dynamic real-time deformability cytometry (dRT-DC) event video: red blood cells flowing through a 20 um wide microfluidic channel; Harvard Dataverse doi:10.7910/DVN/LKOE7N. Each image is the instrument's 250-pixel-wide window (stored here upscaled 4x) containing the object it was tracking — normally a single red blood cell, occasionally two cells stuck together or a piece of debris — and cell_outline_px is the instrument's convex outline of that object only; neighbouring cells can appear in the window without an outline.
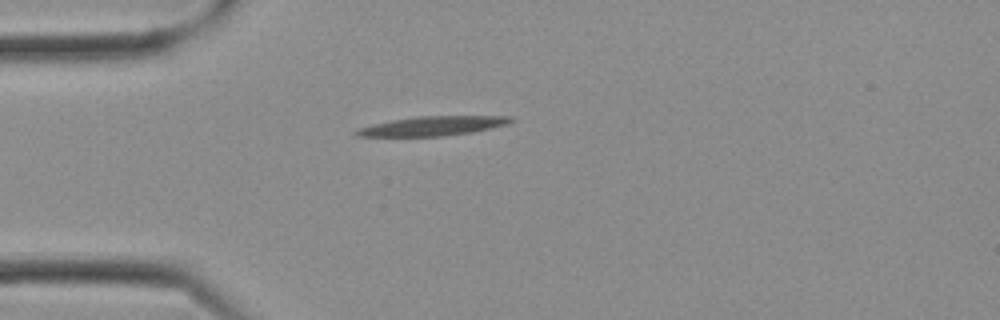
{"species": "Egyptian fruit bat (a non-hibernating species)", "species_latin": "Rousettus aegyptiacus", "temperature_condition": "cold", "stored_images_in_passage": 22, "camera_frame_rate_fps": 3000, "um_per_image_px": 0.085, "frame": {"image": 1, "passage_image": 1, "time_ms": 0.0, "image_size_px": [1000, 320], "cell_outline_px": [[516, 120], [508, 124], [472, 132], [444, 136], [356, 136], [352, 132], [356, 128], [372, 124], [392, 120], [416, 116], [512, 116]], "centroid_in_image_um": [36.76, 10.7], "position_along_channel_um": 48.2, "area_um2": 17.51}}
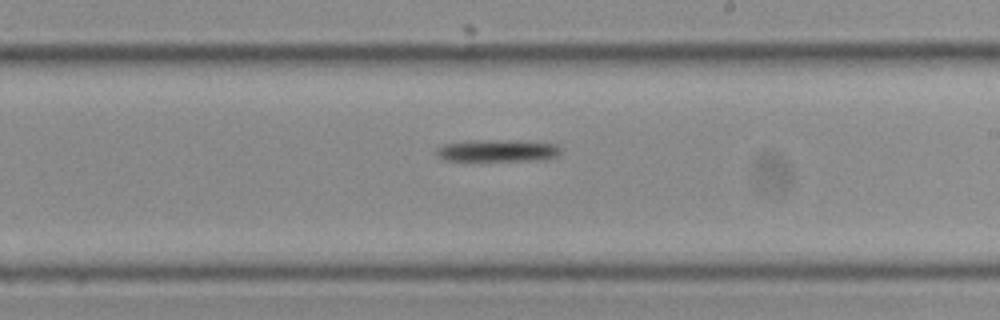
{"frame": {"image": 2, "passage_image": 10, "time_ms": 3.0, "image_size_px": [1000, 320], "cell_outline_px": [[560, 152], [556, 156], [540, 160], [476, 164], [440, 160], [436, 156], [436, 148], [444, 144], [472, 140], [516, 140], [556, 144], [560, 148]], "centroid_in_image_um": [42.16, 12.87], "position_along_channel_um": 246.8, "area_um2": 17.4}}
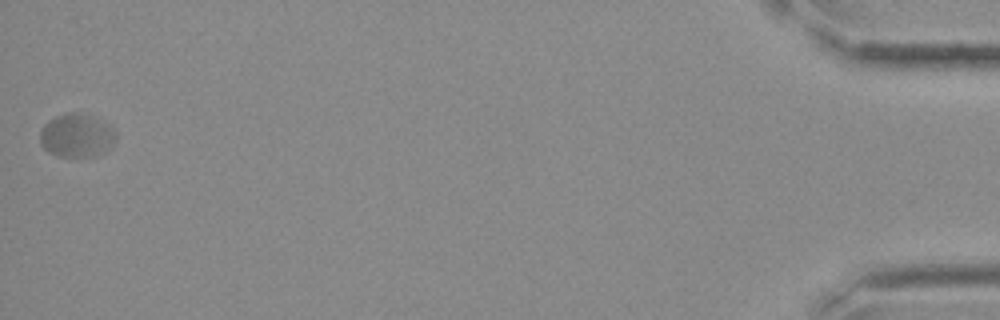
{"frame": {"image": 3, "passage_image": 22, "time_ms": 7.0, "image_size_px": [1000, 320], "cell_outline_px": [[116, 140], [112, 148], [104, 152], [92, 156], [56, 156], [48, 152], [40, 144], [40, 132], [44, 124], [48, 120], [56, 116], [68, 112], [80, 112], [92, 116], [112, 124], [116, 128]], "centroid_in_image_um": [6.56, 11.5], "position_along_channel_um": 428.6, "area_um2": 19.71}}